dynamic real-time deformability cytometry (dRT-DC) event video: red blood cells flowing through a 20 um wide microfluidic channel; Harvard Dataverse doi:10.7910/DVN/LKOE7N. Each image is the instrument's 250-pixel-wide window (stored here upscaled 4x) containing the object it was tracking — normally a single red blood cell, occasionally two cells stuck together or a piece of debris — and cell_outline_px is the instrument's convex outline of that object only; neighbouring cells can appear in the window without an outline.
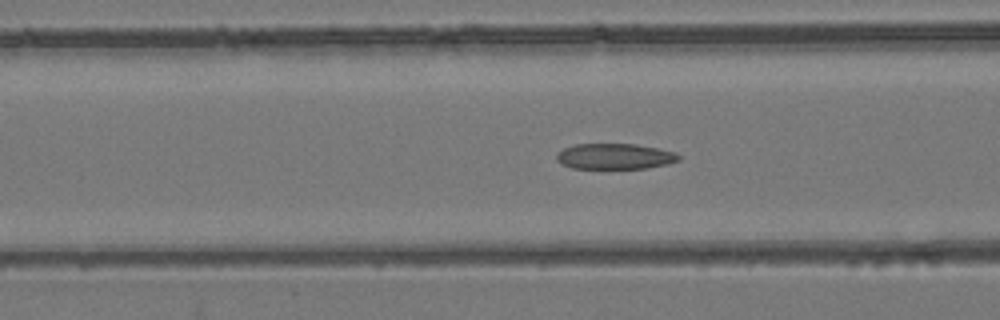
{"species": "common noctule bat (a hibernating species)", "species_latin": "Nyctalus noctula", "temperature_condition": "room temperature", "stored_images_in_passage": 54, "camera_frame_rate_fps": 3000, "um_per_image_px": 0.085, "animal": {"sex": "female", "body_mass_g": 24.6, "forearm_length_mm": 56.2}, "frame": {"image": 1, "passage_image": 22, "time_ms": 7.0, "image_size_px": [1000, 320], "cell_outline_px": [[680, 160], [668, 164], [648, 168], [572, 168], [560, 164], [556, 160], [556, 152], [564, 148], [576, 144], [636, 144], [676, 152], [680, 156]], "centroid_in_image_um": [52.24, 13.29], "position_along_channel_um": 114.4, "area_um2": 18.38}}
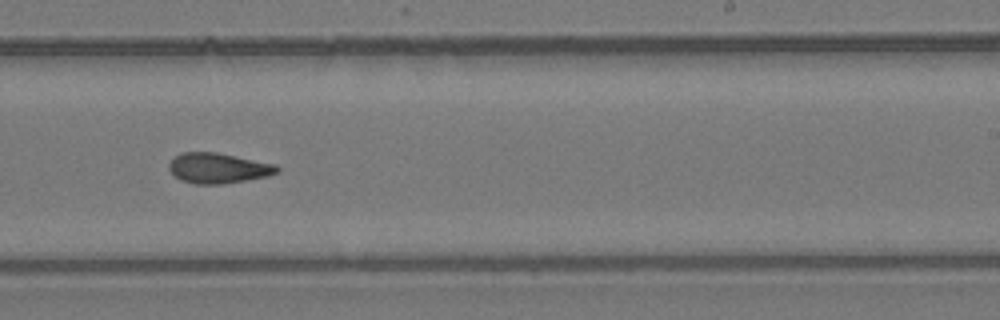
{"frame": {"image": 2, "passage_image": 34, "time_ms": 11.0, "image_size_px": [1000, 320], "cell_outline_px": [[280, 172], [268, 176], [224, 184], [196, 184], [180, 180], [168, 168], [168, 164], [180, 152], [216, 152], [276, 164], [280, 168]], "centroid_in_image_um": [18.57, 14.29], "position_along_channel_um": 270.4, "area_um2": 19.13}}
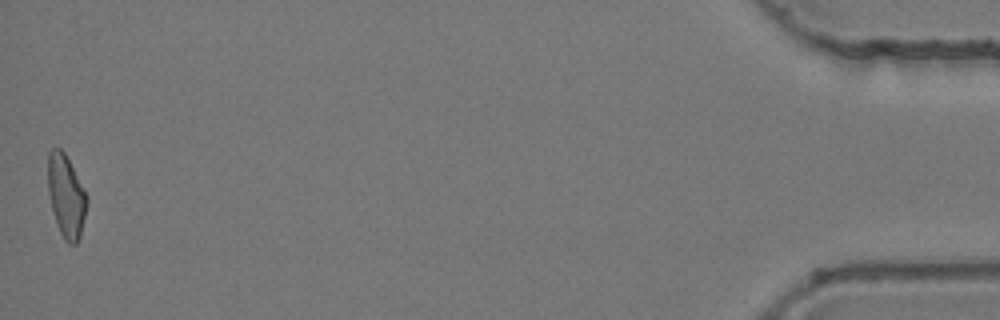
{"frame": {"image": 3, "passage_image": 54, "time_ms": 17.667, "image_size_px": [1000, 320], "cell_outline_px": [[88, 204], [80, 236], [76, 244], [68, 244], [64, 240], [56, 224], [52, 212], [48, 192], [48, 152], [52, 148], [60, 148], [64, 152], [88, 196]], "centroid_in_image_um": [5.62, 16.69], "position_along_channel_um": 429.6, "area_um2": 18.9}, "authors_computed_cell_mechanics": {"area_um2": 19.1607, "velocity_mm_per_s": 3.915, "shape_relaxation_time_tau1_ms": null, "shape_relaxation_time_tau2_ms": 3.0283, "deformation_change_tau1": null, "deformation_change_tau2": 0.1027}}